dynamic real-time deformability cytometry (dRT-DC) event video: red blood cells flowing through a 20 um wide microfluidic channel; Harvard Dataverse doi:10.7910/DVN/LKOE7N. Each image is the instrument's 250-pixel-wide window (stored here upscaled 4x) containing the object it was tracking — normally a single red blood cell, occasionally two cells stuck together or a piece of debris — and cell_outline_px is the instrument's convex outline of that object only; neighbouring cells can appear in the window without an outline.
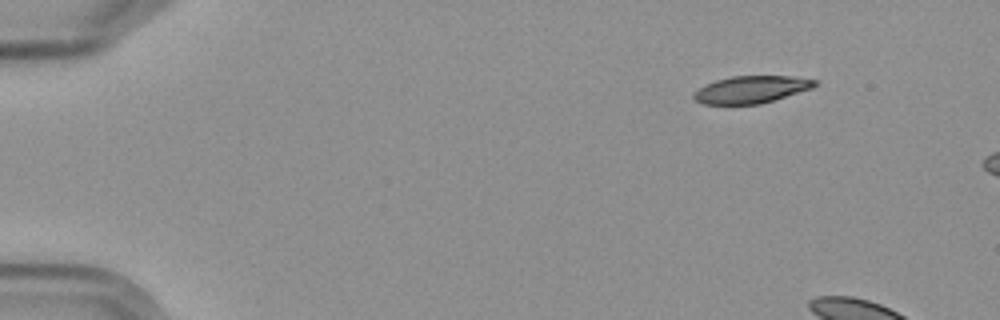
{"species": "Egyptian fruit bat (a non-hibernating species)", "species_latin": "Rousettus aegyptiacus", "temperature_condition": "cold", "stored_images_in_passage": 3, "camera_frame_rate_fps": 3000, "um_per_image_px": 0.085, "frame": {"image": 1, "passage_image": 1, "time_ms": 0.0, "image_size_px": [1000, 320], "cell_outline_px": [[820, 84], [812, 88], [760, 104], [704, 104], [696, 100], [692, 96], [692, 92], [704, 84], [716, 80], [732, 76], [792, 76], [816, 80]], "centroid_in_image_um": [63.83, 7.6], "position_along_channel_um": 21.2, "area_um2": 19.25}}